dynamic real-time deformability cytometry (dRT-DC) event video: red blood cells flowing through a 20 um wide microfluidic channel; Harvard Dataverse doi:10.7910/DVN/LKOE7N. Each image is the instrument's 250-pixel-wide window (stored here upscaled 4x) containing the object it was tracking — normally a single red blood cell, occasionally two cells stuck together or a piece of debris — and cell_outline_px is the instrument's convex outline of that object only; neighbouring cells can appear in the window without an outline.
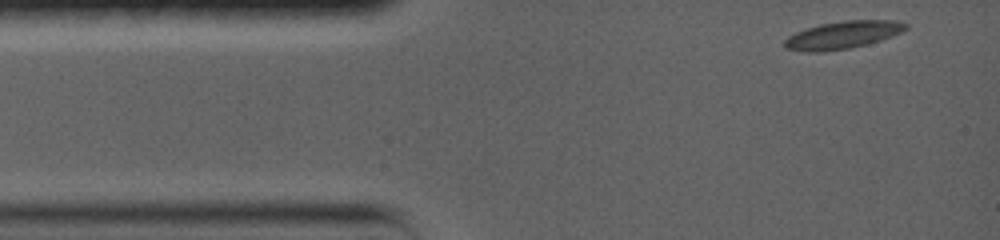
{"species": "common noctule bat (a hibernating species)", "species_latin": "Nyctalus noctula", "temperature_condition": "warm", "stored_images_in_passage": 14, "camera_frame_rate_fps": 5000, "um_per_image_px": 0.085, "animal": {"sex": "female", "body_mass_g": 19.0, "forearm_length_mm": 56.7}, "frame": {"image": 1, "passage_image": 1, "time_ms": 0.0, "image_size_px": [1000, 240], "cell_outline_px": [[908, 28], [900, 32], [880, 40], [848, 48], [820, 52], [808, 52], [784, 48], [784, 40], [788, 36], [796, 32], [820, 24], [844, 20], [896, 20], [908, 24]], "centroid_in_image_um": [71.61, 2.96], "position_along_channel_um": 13.4, "area_um2": 19.25}}
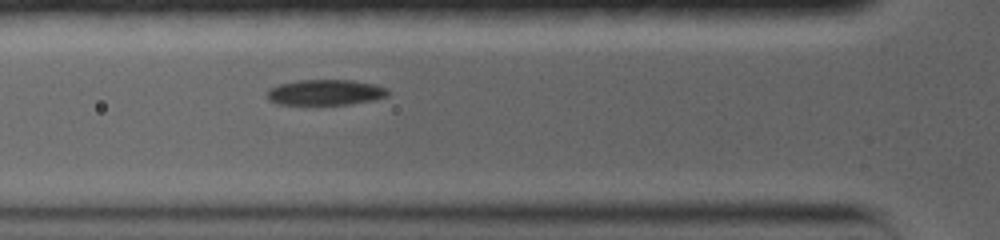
{"frame": {"image": 2, "passage_image": 10, "time_ms": 3.8, "image_size_px": [1000, 240], "cell_outline_px": [[388, 96], [372, 100], [348, 104], [276, 104], [268, 100], [268, 88], [280, 84], [300, 80], [352, 80], [376, 84], [384, 88], [388, 92]], "centroid_in_image_um": [27.64, 7.85], "position_along_channel_um": 98.2, "area_um2": 17.86}}
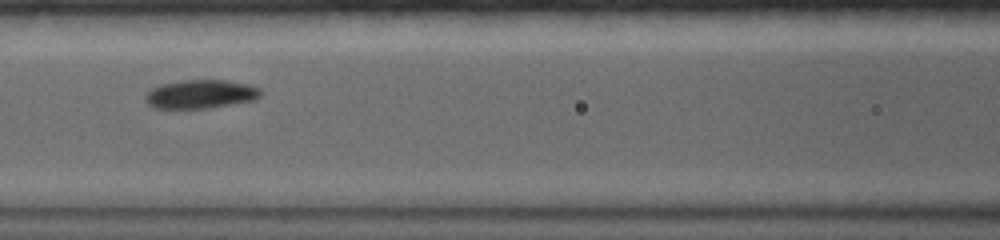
{"frame": {"image": 3, "passage_image": 12, "time_ms": 5.2, "image_size_px": [1000, 240], "cell_outline_px": [[264, 92], [256, 100], [232, 104], [204, 108], [156, 108], [148, 104], [144, 100], [144, 96], [152, 88], [164, 84], [180, 80], [224, 80], [248, 84], [260, 88]], "centroid_in_image_um": [17.09, 8.0], "position_along_channel_um": 149.5, "area_um2": 19.25}}